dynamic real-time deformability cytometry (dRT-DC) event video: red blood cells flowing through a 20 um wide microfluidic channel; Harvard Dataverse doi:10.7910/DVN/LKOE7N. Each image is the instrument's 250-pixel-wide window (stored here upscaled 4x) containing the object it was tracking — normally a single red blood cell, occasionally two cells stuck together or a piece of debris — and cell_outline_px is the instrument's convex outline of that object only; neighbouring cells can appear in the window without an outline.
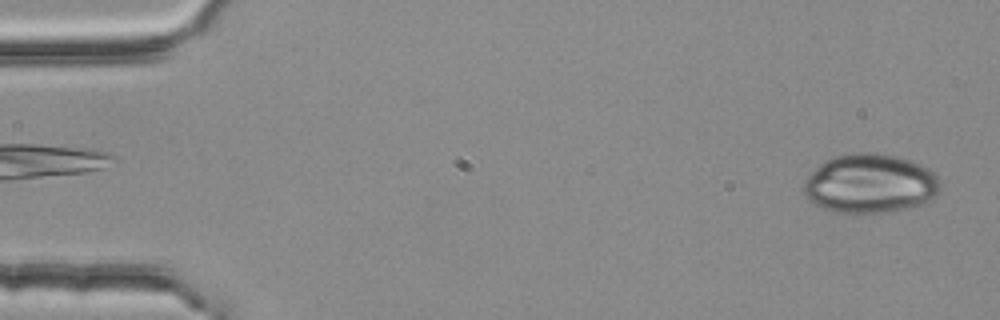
{"species": "common noctule bat (a hibernating species)", "species_latin": "Nyctalus noctula", "temperature_condition": "room temperature", "stored_images_in_passage": 4, "camera_frame_rate_fps": 3000, "um_per_image_px": 0.085, "animal": {"sex": "female", "body_mass_g": 25.1}, "frame": {"image": 1, "passage_image": 1, "time_ms": 0.0, "image_size_px": [1000, 320], "cell_outline_px": [[940, 184], [936, 196], [920, 204], [904, 208], [884, 212], [832, 212], [808, 200], [804, 192], [804, 180], [824, 160], [832, 156], [852, 152], [876, 152], [896, 156], [920, 164], [928, 168], [936, 176]], "centroid_in_image_um": [73.92, 15.58], "position_along_channel_um": 11.1, "area_um2": 46.76}}